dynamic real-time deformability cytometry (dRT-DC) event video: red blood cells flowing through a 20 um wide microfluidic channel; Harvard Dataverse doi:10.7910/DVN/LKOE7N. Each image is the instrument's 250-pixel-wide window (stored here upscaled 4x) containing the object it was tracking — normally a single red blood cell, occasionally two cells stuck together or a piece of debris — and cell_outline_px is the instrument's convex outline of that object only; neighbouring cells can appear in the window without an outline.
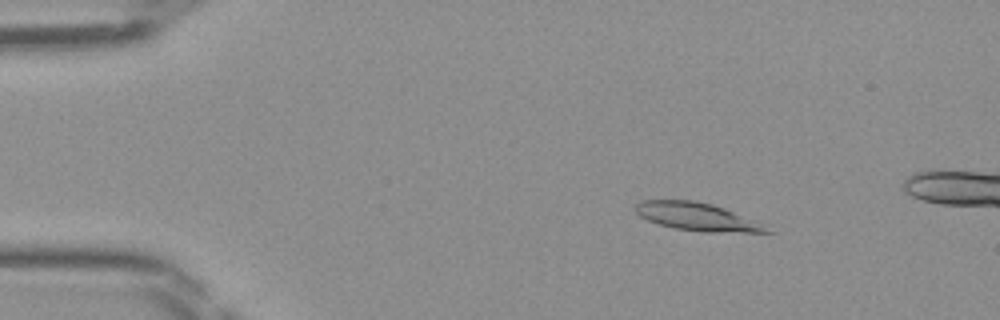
{"species": "Egyptian fruit bat (a non-hibernating species)", "species_latin": "Rousettus aegyptiacus", "temperature_condition": "room temperature", "stored_images_in_passage": 43, "camera_frame_rate_fps": 3000, "um_per_image_px": 0.085, "frame": {"image": 1, "passage_image": 2, "time_ms": 0.333, "image_size_px": [1000, 320], "cell_outline_px": [[772, 232], [704, 232], [672, 228], [648, 220], [640, 216], [636, 212], [636, 204], [640, 200], [696, 200], [712, 204], [724, 208], [768, 224]], "centroid_in_image_um": [59.31, 18.42], "position_along_channel_um": 25.7, "area_um2": 21.56}}
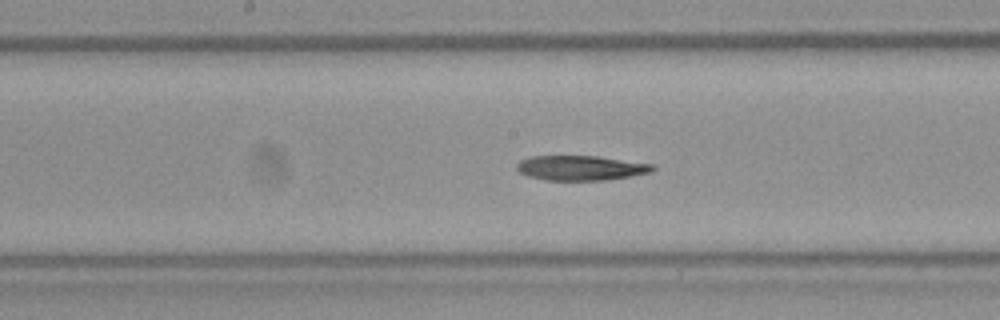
{"frame": {"image": 2, "passage_image": 19, "time_ms": 6.0, "image_size_px": [1000, 320], "cell_outline_px": [[656, 168], [652, 172], [608, 180], [548, 180], [528, 176], [520, 172], [516, 168], [516, 164], [520, 160], [528, 156], [596, 156], [656, 164]], "centroid_in_image_um": [49.4, 14.27], "position_along_channel_um": 198.8, "area_um2": 19.77}}
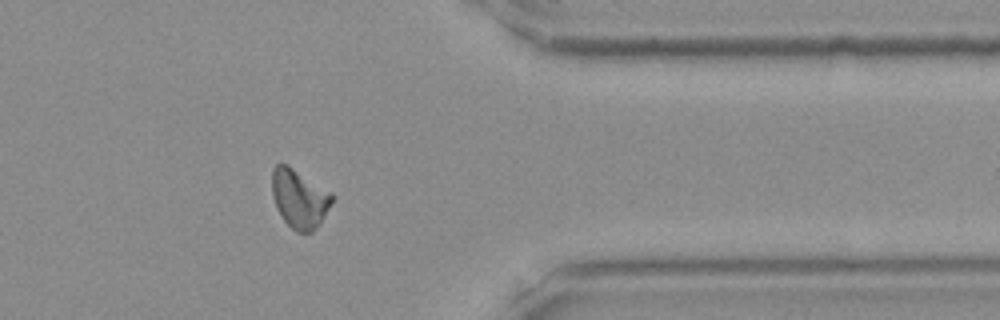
{"frame": {"image": 3, "passage_image": 33, "time_ms": 10.667, "image_size_px": [1000, 320], "cell_outline_px": [[332, 200], [320, 224], [312, 232], [296, 232], [284, 220], [276, 208], [272, 196], [272, 168], [276, 164], [288, 164], [332, 192]], "centroid_in_image_um": [25.43, 16.86], "position_along_channel_um": 386.0, "area_um2": 20.58}}